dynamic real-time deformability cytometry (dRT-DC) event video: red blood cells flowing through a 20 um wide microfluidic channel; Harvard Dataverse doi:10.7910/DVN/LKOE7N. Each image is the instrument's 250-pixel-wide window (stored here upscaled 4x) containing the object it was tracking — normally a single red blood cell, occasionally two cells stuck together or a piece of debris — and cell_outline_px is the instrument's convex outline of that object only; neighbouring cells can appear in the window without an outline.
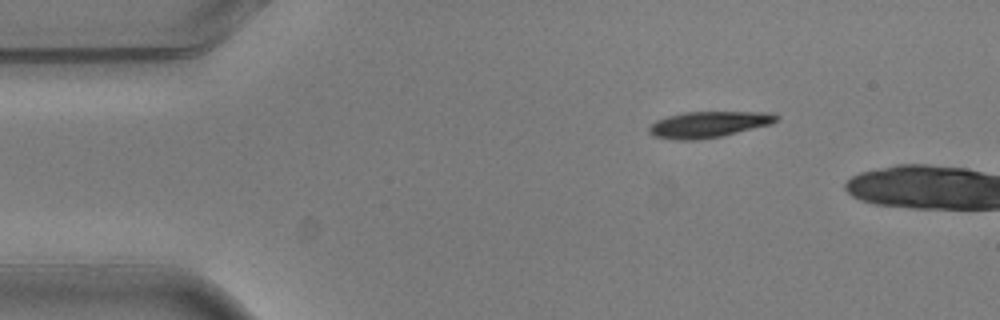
{"species": "common noctule bat (a hibernating species)", "species_latin": "Nyctalus noctula", "temperature_condition": "warm", "stored_images_in_passage": 3, "camera_frame_rate_fps": 3000, "um_per_image_px": 0.085, "animal": {"sex": "male", "body_mass_g": 20.5, "forearm_length_mm": 52.5}, "frame": {"image": 1, "passage_image": 1, "time_ms": 0.0, "image_size_px": [1000, 320], "cell_outline_px": [[780, 120], [772, 124], [720, 136], [696, 140], [676, 140], [652, 136], [648, 132], [648, 128], [656, 120], [668, 116], [684, 112], [772, 112], [780, 116]], "centroid_in_image_um": [60.25, 10.57], "position_along_channel_um": 24.8, "area_um2": 19.48}}